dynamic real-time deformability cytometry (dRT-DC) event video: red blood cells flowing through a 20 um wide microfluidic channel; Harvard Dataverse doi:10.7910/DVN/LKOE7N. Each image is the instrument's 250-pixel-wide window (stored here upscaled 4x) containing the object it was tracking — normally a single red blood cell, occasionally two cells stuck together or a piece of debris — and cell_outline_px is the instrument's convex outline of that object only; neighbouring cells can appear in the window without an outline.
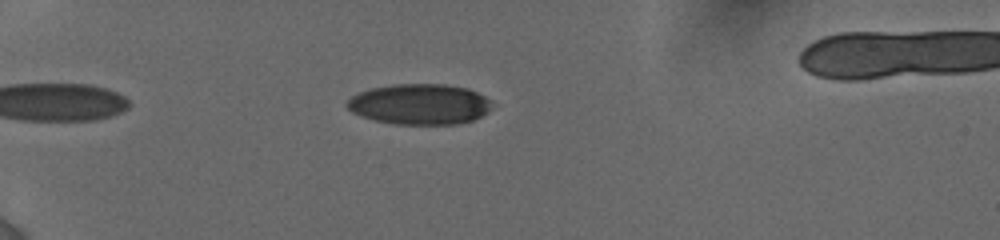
{"species": "human", "species_latin": "Homo sapiens", "temperature_condition": "cold", "stored_images_in_passage": 63, "camera_frame_rate_fps": 3000, "um_per_image_px": 0.085, "donor": {"sex": "female"}, "frame": {"image": 1, "passage_image": 14, "time_ms": 2.333, "image_size_px": [1000, 240], "cell_outline_px": [[488, 112], [472, 120], [456, 124], [392, 124], [376, 120], [352, 112], [344, 104], [352, 96], [360, 92], [372, 88], [392, 84], [444, 84], [468, 88], [484, 96], [488, 100]], "centroid_in_image_um": [35.63, 8.85], "position_along_channel_um": 49.4, "area_um2": 33.93}}
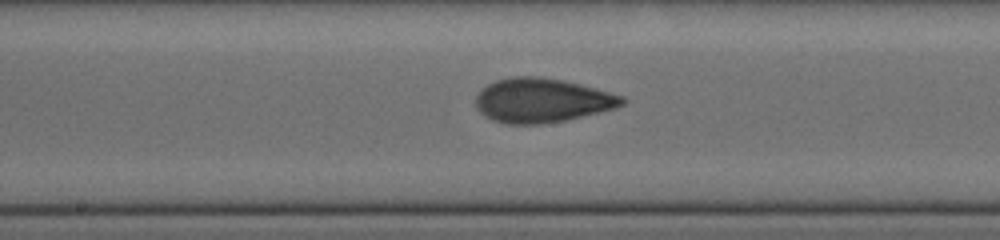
{"frame": {"image": 2, "passage_image": 41, "time_ms": 7.333, "image_size_px": [1000, 240], "cell_outline_px": [[628, 100], [624, 104], [612, 108], [564, 120], [540, 124], [504, 124], [492, 120], [484, 116], [476, 108], [476, 96], [488, 84], [496, 80], [512, 76], [540, 76], [560, 80], [624, 96]], "centroid_in_image_um": [46.0, 8.54], "position_along_channel_um": 202.2, "area_um2": 37.22}}
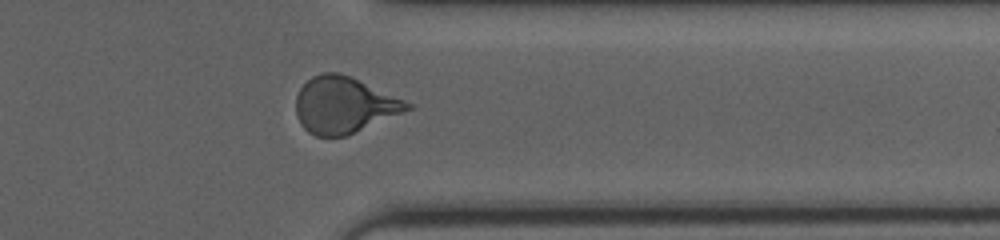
{"frame": {"image": 3, "passage_image": 62, "time_ms": 12.0, "image_size_px": [1000, 240], "cell_outline_px": [[412, 108], [344, 136], [316, 136], [308, 132], [300, 124], [296, 116], [296, 96], [300, 88], [312, 76], [320, 72], [340, 72], [352, 76], [404, 100], [412, 104]], "centroid_in_image_um": [29.19, 8.9], "position_along_channel_um": 382.2, "area_um2": 36.24}, "authors_computed_cell_mechanics": {"area_um2": 35.9516, "velocity_mm_per_s": 3.8847, "shape_relaxation_time_tau1_ms": 5.1938, "shape_relaxation_time_tau2_ms": 1.0628, "deformation_change_tau1": 0.1746, "deformation_change_tau2": 0.066}}